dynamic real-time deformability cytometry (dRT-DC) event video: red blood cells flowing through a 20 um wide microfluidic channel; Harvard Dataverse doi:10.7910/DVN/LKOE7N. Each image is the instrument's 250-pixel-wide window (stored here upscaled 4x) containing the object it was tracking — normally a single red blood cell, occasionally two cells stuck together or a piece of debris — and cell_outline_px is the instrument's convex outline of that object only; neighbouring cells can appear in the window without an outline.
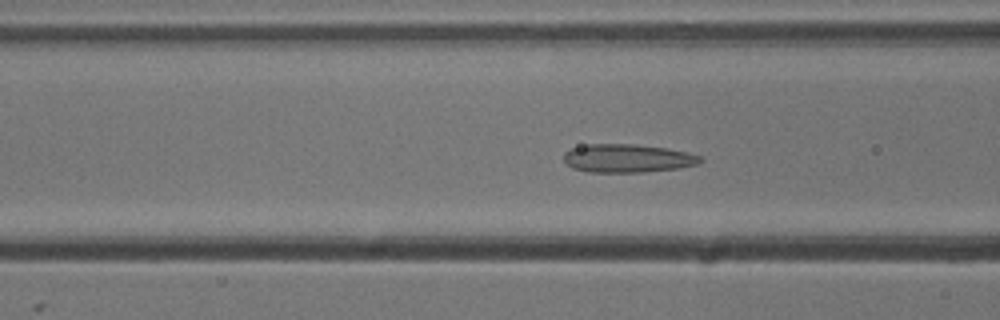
{"species": "common noctule bat (a hibernating species)", "species_latin": "Nyctalus noctula", "temperature_condition": "cold", "stored_images_in_passage": 54, "camera_frame_rate_fps": 3000, "um_per_image_px": 0.085, "animal": {"sex": "male", "body_mass_g": 13.3}, "frame": {"image": 1, "passage_image": 21, "time_ms": 6.667, "image_size_px": [1000, 320], "cell_outline_px": [[704, 160], [700, 164], [680, 168], [644, 172], [588, 172], [572, 168], [564, 160], [564, 152], [572, 148], [588, 144], [632, 144], [668, 148], [688, 152], [700, 156]], "centroid_in_image_um": [53.38, 13.46], "position_along_channel_um": 113.2, "area_um2": 22.72}}
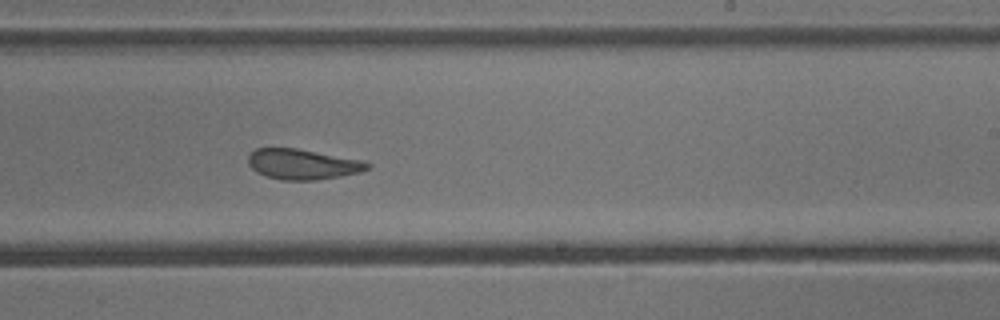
{"frame": {"image": 2, "passage_image": 33, "time_ms": 10.667, "image_size_px": [1000, 320], "cell_outline_px": [[372, 164], [368, 168], [360, 172], [340, 176], [316, 180], [280, 180], [256, 172], [248, 164], [248, 156], [256, 148], [296, 148], [364, 160]], "centroid_in_image_um": [25.74, 13.95], "position_along_channel_um": 263.3, "area_um2": 21.1}}
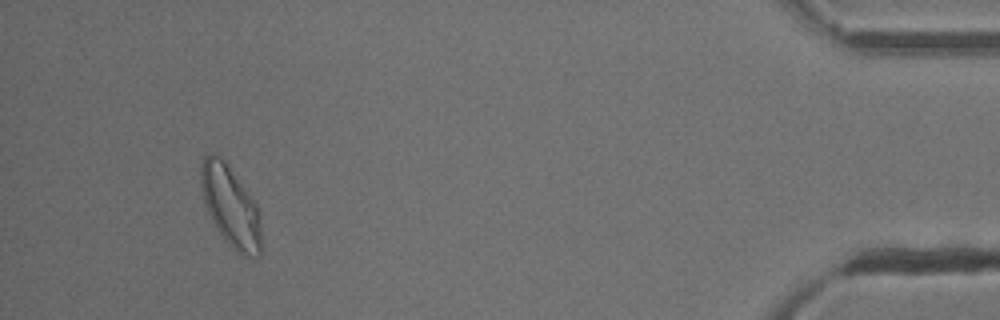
{"frame": {"image": 3, "passage_image": 51, "time_ms": 16.667, "image_size_px": [1000, 320], "cell_outline_px": [[260, 256], [240, 256], [232, 248], [216, 228], [204, 204], [200, 184], [200, 160], [208, 152], [212, 152], [220, 156], [228, 164], [256, 204], [260, 216]], "centroid_in_image_um": [19.56, 17.5], "position_along_channel_um": 415.6, "area_um2": 28.55}, "authors_computed_cell_mechanics": {"area_um2": 23.987, "velocity_mm_per_s": 3.7516, "shape_relaxation_time_tau1_ms": null, "shape_relaxation_time_tau2_ms": 1.58, "deformation_change_tau1": null, "deformation_change_tau2": 0.0841}}